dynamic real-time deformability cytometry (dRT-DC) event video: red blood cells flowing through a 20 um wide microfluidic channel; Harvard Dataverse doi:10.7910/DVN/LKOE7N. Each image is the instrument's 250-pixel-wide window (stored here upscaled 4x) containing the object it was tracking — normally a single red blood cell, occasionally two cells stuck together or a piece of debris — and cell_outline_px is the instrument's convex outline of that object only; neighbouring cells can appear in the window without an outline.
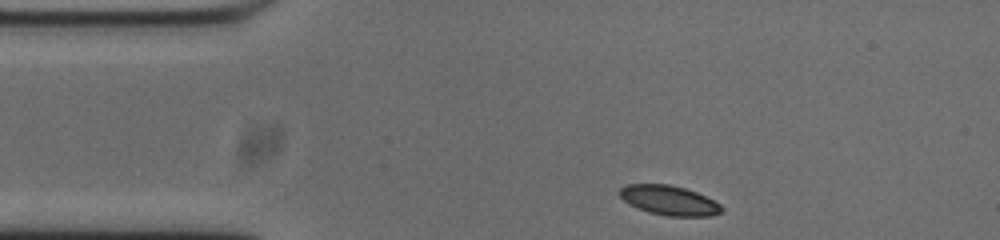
{"species": "common noctule bat (a hibernating species)", "species_latin": "Nyctalus noctula", "temperature_condition": "cold", "stored_images_in_passage": 46, "camera_frame_rate_fps": 3000, "um_per_image_px": 0.085, "animal": {"sex": "male", "body_mass_g": 20.0, "forearm_length_mm": 53.3}, "frame": {"image": 1, "passage_image": 1, "time_ms": 0.0, "image_size_px": [1000, 240], "cell_outline_px": [[724, 208], [720, 212], [712, 216], [668, 216], [648, 212], [628, 204], [616, 192], [624, 184], [668, 184], [684, 188], [696, 192], [720, 204]], "centroid_in_image_um": [56.83, 17.02], "position_along_channel_um": 28.2, "area_um2": 17.63}}
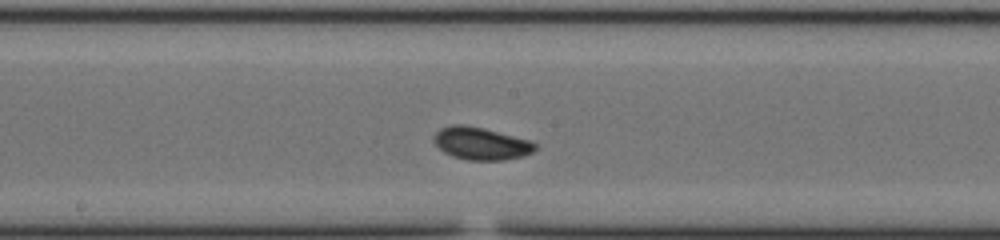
{"frame": {"image": 2, "passage_image": 19, "time_ms": 6.0, "image_size_px": [1000, 240], "cell_outline_px": [[536, 148], [532, 152], [524, 156], [504, 160], [468, 160], [452, 156], [444, 152], [436, 144], [432, 136], [440, 128], [452, 124], [464, 124], [484, 128], [532, 140], [536, 144]], "centroid_in_image_um": [40.9, 12.19], "position_along_channel_um": 207.3, "area_um2": 19.36}}
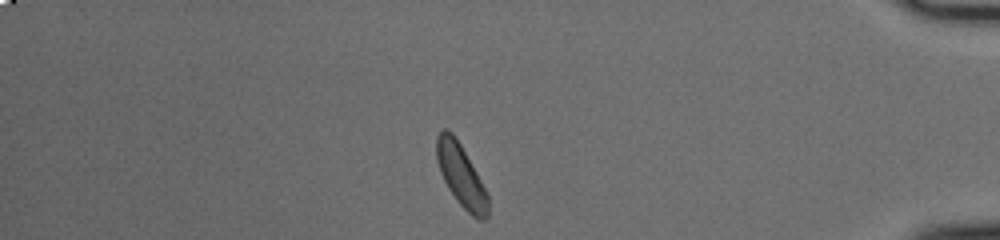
{"frame": {"image": 3, "passage_image": 38, "time_ms": 12.333, "image_size_px": [1000, 240], "cell_outline_px": [[488, 216], [484, 220], [480, 220], [472, 216], [456, 200], [448, 188], [440, 172], [436, 160], [436, 136], [444, 128], [452, 132], [460, 144], [476, 172], [488, 196]], "centroid_in_image_um": [39.17, 14.92], "position_along_channel_um": 396.0, "area_um2": 18.38}, "authors_computed_cell_mechanics": {"area_um2": 18.4093, "velocity_mm_per_s": 3.6867, "shape_relaxation_time_tau1_ms": 6.1482, "shape_relaxation_time_tau2_ms": null, "deformation_change_tau1": 0.1527, "deformation_change_tau2": null}}